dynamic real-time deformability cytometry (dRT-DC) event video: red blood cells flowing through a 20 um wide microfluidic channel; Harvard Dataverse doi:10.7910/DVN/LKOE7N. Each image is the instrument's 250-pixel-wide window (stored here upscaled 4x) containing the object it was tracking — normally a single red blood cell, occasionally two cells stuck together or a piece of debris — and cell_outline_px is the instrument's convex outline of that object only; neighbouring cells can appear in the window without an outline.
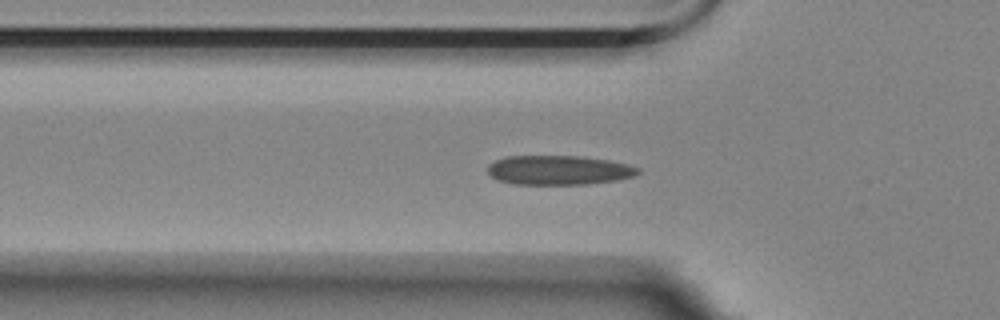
{"species": "Egyptian fruit bat (a non-hibernating species)", "species_latin": "Rousettus aegyptiacus", "temperature_condition": "room temperature", "stored_images_in_passage": 40, "camera_frame_rate_fps": 3000, "um_per_image_px": 0.085, "animal": {"sex": "female"}, "frame": {"image": 1, "passage_image": 2, "time_ms": 0.333, "image_size_px": [1000, 320], "cell_outline_px": [[640, 172], [636, 176], [616, 180], [588, 184], [512, 184], [496, 180], [488, 172], [488, 164], [496, 160], [508, 156], [580, 156], [608, 160], [628, 164], [640, 168]], "centroid_in_image_um": [47.51, 14.46], "position_along_channel_um": 78.3, "area_um2": 25.84}}
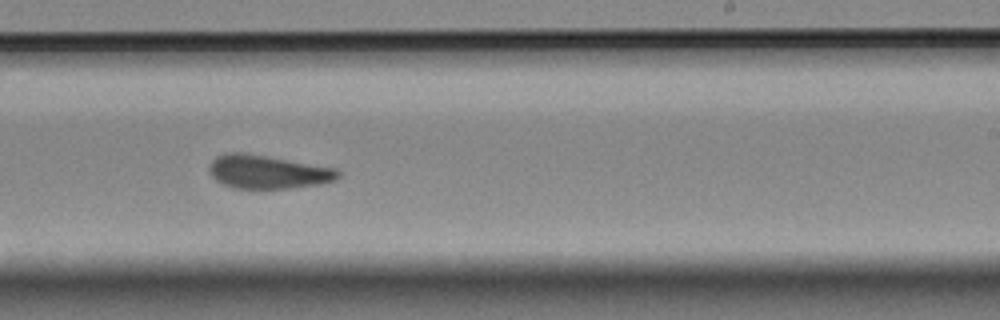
{"frame": {"image": 2, "passage_image": 18, "time_ms": 5.667, "image_size_px": [1000, 320], "cell_outline_px": [[340, 176], [336, 180], [320, 184], [292, 188], [232, 188], [216, 180], [212, 176], [208, 168], [212, 160], [216, 156], [228, 152], [240, 152], [336, 168], [340, 172]], "centroid_in_image_um": [22.75, 14.61], "position_along_channel_um": 266.2, "area_um2": 24.97}}
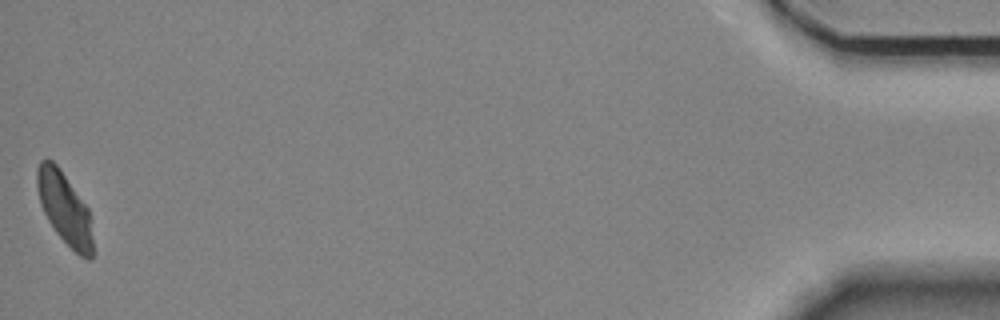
{"frame": {"image": 3, "passage_image": 40, "time_ms": 13.0, "image_size_px": [1000, 320], "cell_outline_px": [[92, 256], [88, 260], [80, 256], [56, 232], [48, 220], [40, 204], [36, 188], [36, 168], [40, 160], [52, 160], [56, 164], [88, 208], [92, 240]], "centroid_in_image_um": [5.45, 17.68], "position_along_channel_um": 429.8, "area_um2": 22.89}, "authors_computed_cell_mechanics": {"area_um2": 25.0852, "velocity_mm_per_s": 3.5102, "shape_relaxation_time_tau1_ms": null, "shape_relaxation_time_tau2_ms": 1.7642, "deformation_change_tau1": null, "deformation_change_tau2": 0.0813}}